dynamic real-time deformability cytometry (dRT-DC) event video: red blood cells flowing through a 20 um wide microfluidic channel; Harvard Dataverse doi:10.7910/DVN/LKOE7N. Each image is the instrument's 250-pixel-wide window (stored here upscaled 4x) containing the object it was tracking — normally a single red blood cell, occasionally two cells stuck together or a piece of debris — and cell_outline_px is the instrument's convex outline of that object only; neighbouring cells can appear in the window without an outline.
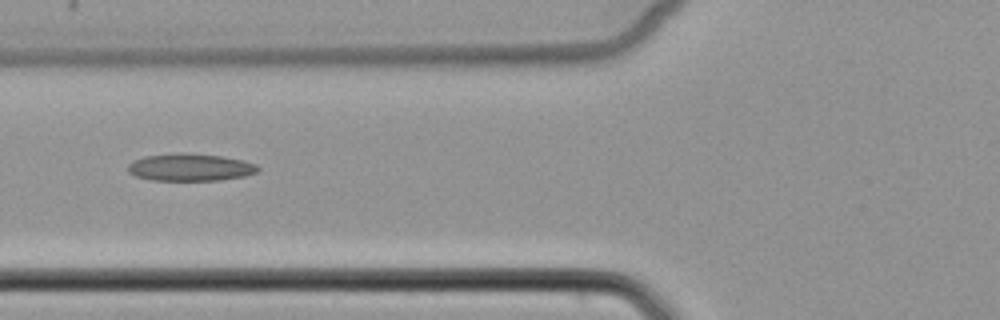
{"species": "common noctule bat (a hibernating species)", "species_latin": "Nyctalus noctula", "temperature_condition": "cold", "stored_images_in_passage": 5, "camera_frame_rate_fps": 3000, "um_per_image_px": 0.085, "animal": {"sex": "female", "body_mass_g": 22.7, "forearm_length_mm": 54.2}, "frame": {"image": 1, "passage_image": 5, "time_ms": 5.667, "image_size_px": [1000, 320], "cell_outline_px": [[260, 168], [256, 172], [244, 176], [220, 180], [152, 180], [136, 176], [128, 172], [128, 164], [132, 160], [144, 156], [180, 152], [184, 152], [220, 156], [244, 160], [256, 164]], "centroid_in_image_um": [16.15, 14.21], "position_along_channel_um": 109.7, "area_um2": 20.81}}